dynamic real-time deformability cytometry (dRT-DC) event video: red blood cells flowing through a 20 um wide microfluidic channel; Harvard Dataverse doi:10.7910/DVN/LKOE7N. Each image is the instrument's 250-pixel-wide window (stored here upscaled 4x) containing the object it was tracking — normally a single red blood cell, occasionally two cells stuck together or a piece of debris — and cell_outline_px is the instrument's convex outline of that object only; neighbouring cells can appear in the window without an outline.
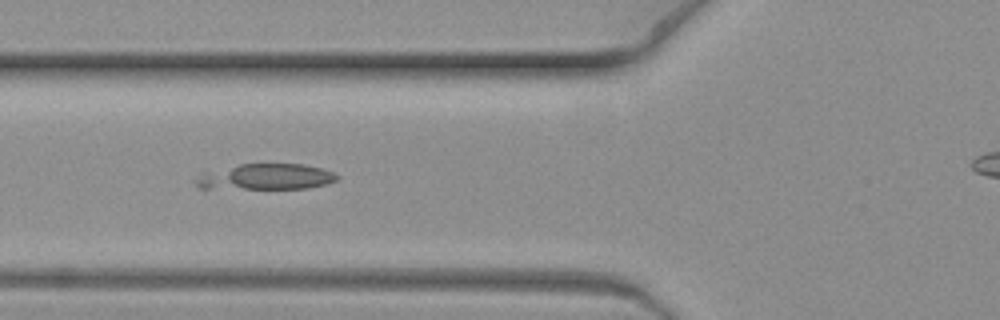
{"species": "common noctule bat (a hibernating species)", "species_latin": "Nyctalus noctula", "temperature_condition": "warm", "stored_images_in_passage": 6, "camera_frame_rate_fps": 3000, "um_per_image_px": 0.085, "animal": {"sex": "female", "body_mass_g": 19.3, "forearm_length_mm": 54.1}, "frame": {"image": 1, "passage_image": 5, "time_ms": 1.333, "image_size_px": [1000, 320], "cell_outline_px": [[340, 176], [336, 180], [328, 184], [304, 188], [196, 188], [196, 180], [204, 172], [240, 164], [304, 164], [324, 168]], "centroid_in_image_um": [22.64, 15.02], "position_along_channel_um": 103.2, "area_um2": 21.04}}
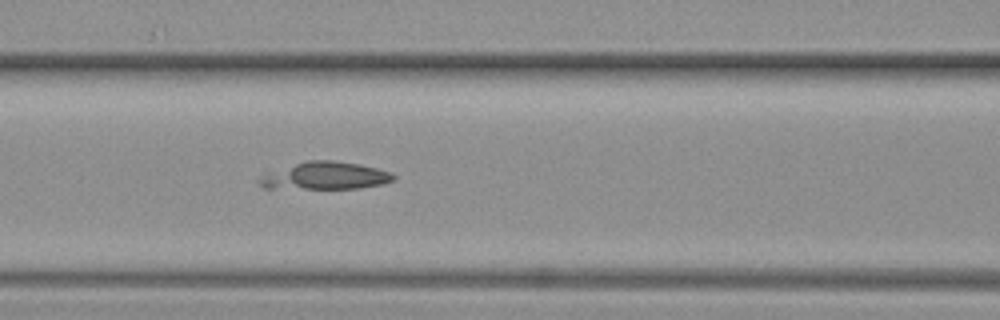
{"frame": {"image": 2, "passage_image": 6, "time_ms": 1.667, "image_size_px": [1000, 320], "cell_outline_px": [[396, 176], [392, 180], [380, 184], [360, 188], [264, 188], [260, 184], [260, 180], [268, 176], [296, 164], [308, 160], [332, 160], [360, 164], [392, 172]], "centroid_in_image_um": [27.8, 14.95], "position_along_channel_um": 138.8, "area_um2": 20.46}}